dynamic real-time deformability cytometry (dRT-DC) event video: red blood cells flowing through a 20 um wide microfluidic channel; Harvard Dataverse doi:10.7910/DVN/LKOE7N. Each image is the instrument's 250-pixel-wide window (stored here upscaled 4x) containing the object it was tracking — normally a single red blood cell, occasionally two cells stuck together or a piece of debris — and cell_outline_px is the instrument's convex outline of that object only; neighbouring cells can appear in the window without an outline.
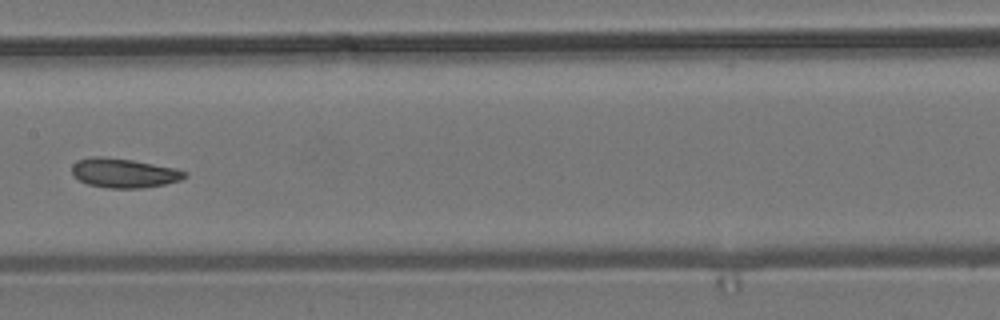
{"species": "common noctule bat (a hibernating species)", "species_latin": "Nyctalus noctula", "temperature_condition": "room temperature", "stored_images_in_passage": 9, "camera_frame_rate_fps": 3000, "um_per_image_px": 0.085, "animal": {"sex": "male", "body_mass_g": 19.2, "forearm_length_mm": 51.8}, "frame": {"image": 1, "passage_image": 6, "time_ms": 1.667, "image_size_px": [1000, 320], "cell_outline_px": [[188, 176], [180, 180], [164, 184], [144, 188], [108, 188], [88, 184], [72, 176], [72, 164], [76, 160], [92, 156], [100, 156], [132, 160], [176, 168], [188, 172]], "centroid_in_image_um": [10.52, 14.7], "position_along_channel_um": 196.9, "area_um2": 19.42}}
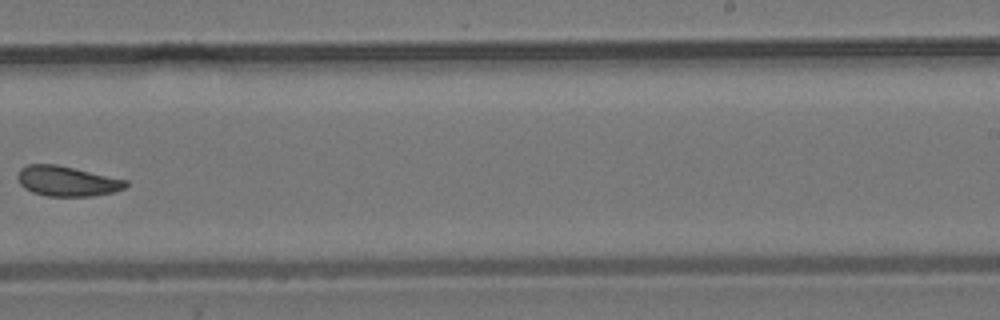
{"frame": {"image": 2, "passage_image": 8, "time_ms": 2.333, "image_size_px": [1000, 320], "cell_outline_px": [[128, 184], [124, 188], [112, 192], [92, 196], [48, 196], [32, 192], [24, 188], [20, 184], [16, 176], [20, 168], [28, 164], [56, 164], [128, 180]], "centroid_in_image_um": [5.66, 15.39], "position_along_channel_um": 283.3, "area_um2": 18.96}}
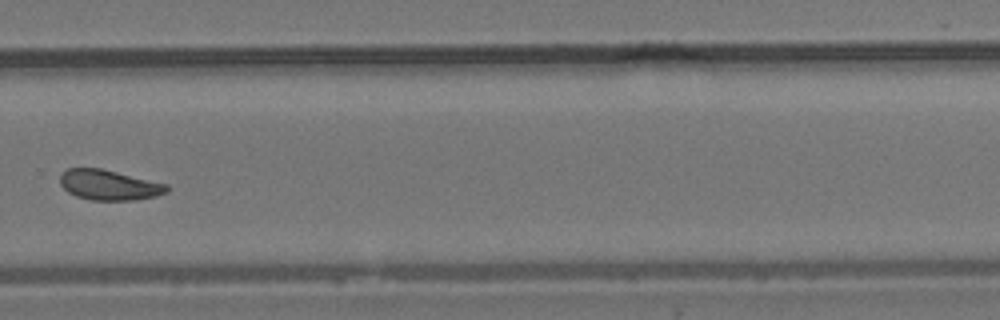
{"frame": {"image": 3, "passage_image": 9, "time_ms": 2.667, "image_size_px": [1000, 320], "cell_outline_px": [[168, 192], [156, 196], [132, 200], [92, 200], [76, 196], [68, 192], [60, 184], [60, 176], [68, 168], [100, 168], [168, 184]], "centroid_in_image_um": [9.28, 15.72], "position_along_channel_um": 320.5, "area_um2": 18.67}}